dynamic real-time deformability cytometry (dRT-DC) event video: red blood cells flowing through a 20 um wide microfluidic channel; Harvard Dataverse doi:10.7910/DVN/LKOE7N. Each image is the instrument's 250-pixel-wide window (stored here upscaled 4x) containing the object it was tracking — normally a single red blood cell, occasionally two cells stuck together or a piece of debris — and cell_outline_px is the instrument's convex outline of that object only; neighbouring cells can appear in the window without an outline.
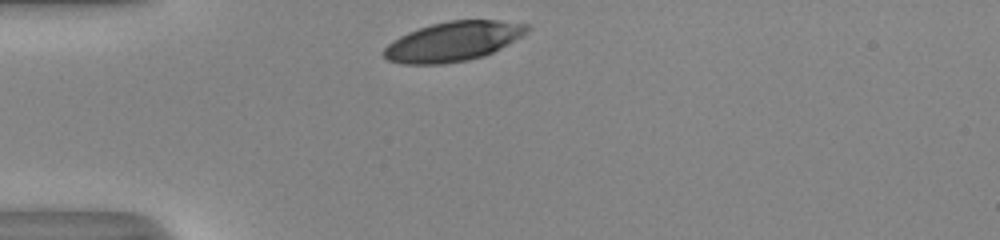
{"species": "human", "species_latin": "Homo sapiens", "temperature_condition": "room temperature", "stored_images_in_passage": 28, "camera_frame_rate_fps": 3000, "um_per_image_px": 0.085, "donor": {"sex": "male"}, "frame": {"image": 1, "passage_image": 1, "time_ms": 0.0, "image_size_px": [1000, 240], "cell_outline_px": [[532, 28], [528, 32], [508, 44], [484, 56], [468, 60], [444, 64], [404, 64], [388, 60], [380, 52], [392, 40], [408, 32], [432, 24], [448, 20], [496, 20], [528, 24]], "centroid_in_image_um": [38.51, 3.52], "position_along_channel_um": 46.5, "area_um2": 33.06}}
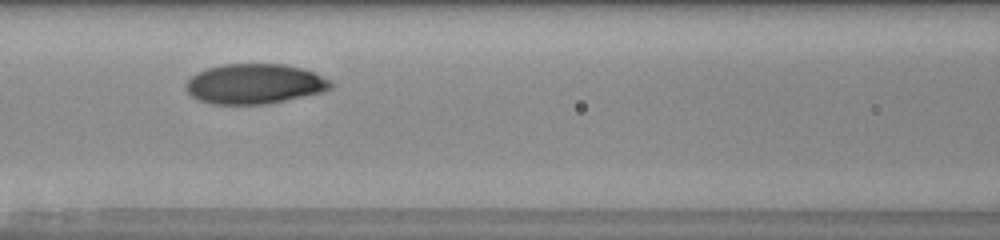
{"frame": {"image": 2, "passage_image": 10, "time_ms": 3.0, "image_size_px": [1000, 240], "cell_outline_px": [[336, 84], [332, 88], [320, 92], [284, 100], [264, 104], [212, 104], [200, 100], [192, 96], [184, 88], [184, 84], [196, 72], [208, 68], [224, 64], [284, 64], [300, 68], [312, 72], [332, 80]], "centroid_in_image_um": [21.62, 7.12], "position_along_channel_um": 145.0, "area_um2": 33.64}}
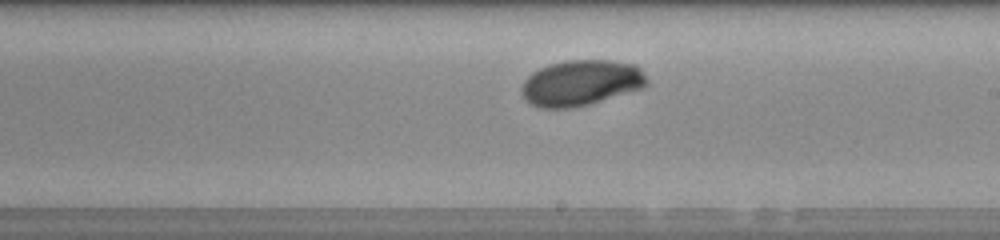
{"frame": {"image": 3, "passage_image": 17, "time_ms": 5.333, "image_size_px": [1000, 240], "cell_outline_px": [[648, 84], [644, 88], [588, 104], [572, 108], [540, 108], [532, 104], [520, 92], [520, 88], [524, 80], [532, 72], [548, 64], [568, 60], [612, 60], [636, 64], [644, 72], [648, 80]], "centroid_in_image_um": [49.41, 7.03], "position_along_channel_um": 239.6, "area_um2": 33.58}, "authors_computed_cell_mechanics": {"area_um2": 33.5529, "velocity_mm_per_s": 4.0772, "shape_relaxation_time_tau1_ms": 5.5027, "shape_relaxation_time_tau2_ms": null, "deformation_change_tau1": 0.2297, "deformation_change_tau2": null}}